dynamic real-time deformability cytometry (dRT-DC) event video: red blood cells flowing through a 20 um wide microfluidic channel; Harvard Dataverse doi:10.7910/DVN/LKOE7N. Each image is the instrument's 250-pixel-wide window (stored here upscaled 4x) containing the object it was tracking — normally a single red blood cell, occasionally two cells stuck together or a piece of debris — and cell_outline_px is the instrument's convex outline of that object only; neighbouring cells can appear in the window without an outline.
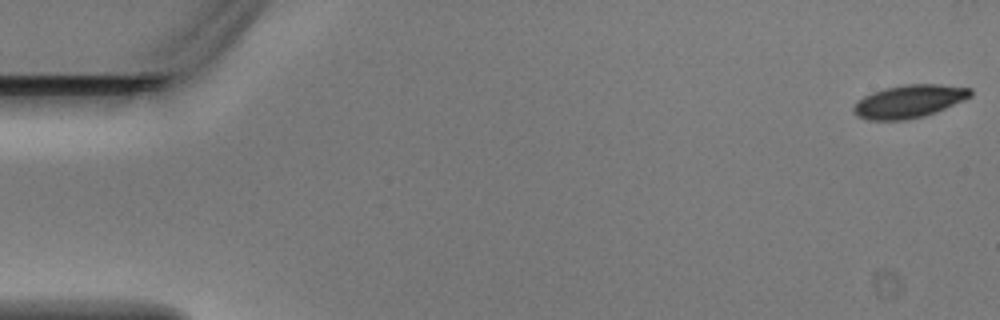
{"species": "Egyptian fruit bat (a non-hibernating species)", "species_latin": "Rousettus aegyptiacus", "temperature_condition": "warm", "stored_images_in_passage": 4, "camera_frame_rate_fps": 3000, "um_per_image_px": 0.085, "animal": {"sex": "male"}, "frame": {"image": 1, "passage_image": 1, "time_ms": 0.0, "image_size_px": [1000, 320], "cell_outline_px": [[972, 96], [964, 100], [936, 112], [924, 116], [904, 120], [864, 120], [856, 116], [852, 112], [852, 108], [864, 96], [872, 92], [884, 88], [904, 84], [940, 84], [972, 88]], "centroid_in_image_um": [77.27, 8.62], "position_along_channel_um": 7.7, "area_um2": 22.6}}
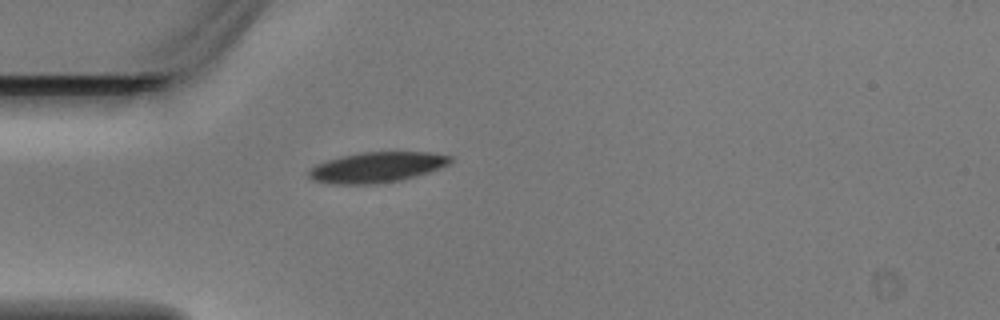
{"frame": {"image": 2, "passage_image": 4, "time_ms": 1.0, "image_size_px": [1000, 320], "cell_outline_px": [[452, 160], [448, 164], [440, 168], [416, 176], [400, 180], [376, 184], [328, 184], [312, 180], [304, 172], [308, 168], [316, 164], [340, 156], [360, 152], [428, 152], [452, 156]], "centroid_in_image_um": [31.96, 14.22], "position_along_channel_um": 53.0, "area_um2": 25.37}}